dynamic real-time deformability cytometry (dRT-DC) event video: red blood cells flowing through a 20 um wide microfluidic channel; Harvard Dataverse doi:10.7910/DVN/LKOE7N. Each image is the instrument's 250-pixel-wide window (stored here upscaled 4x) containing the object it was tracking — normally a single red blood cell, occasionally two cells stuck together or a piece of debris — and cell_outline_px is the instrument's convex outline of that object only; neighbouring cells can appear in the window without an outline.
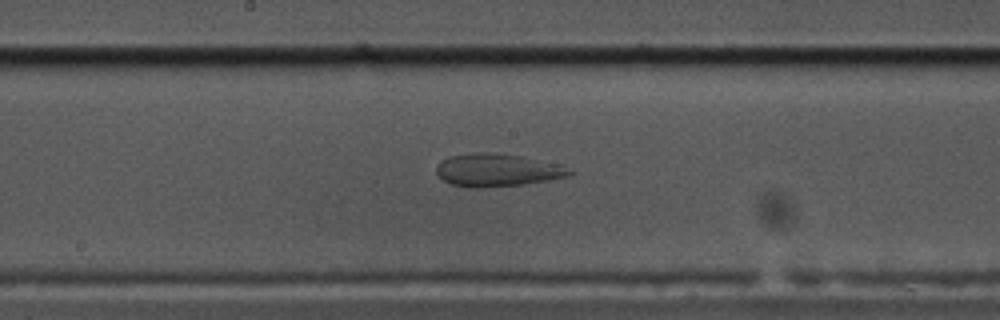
{"species": "common noctule bat (a hibernating species)", "species_latin": "Nyctalus noctula", "temperature_condition": "cold", "stored_images_in_passage": 51, "camera_frame_rate_fps": 3000, "um_per_image_px": 0.085, "animal": {"sex": "male", "body_mass_g": 17.5, "forearm_length_mm": 52.3}, "frame": {"image": 1, "passage_image": 24, "time_ms": 7.667, "image_size_px": [1000, 320], "cell_outline_px": [[572, 172], [568, 176], [548, 180], [520, 184], [480, 188], [468, 188], [452, 184], [444, 180], [436, 172], [436, 168], [440, 160], [448, 156], [472, 152], [496, 152], [520, 156], [564, 164]], "centroid_in_image_um": [42.25, 14.44], "position_along_channel_um": 206.0, "area_um2": 25.61}}
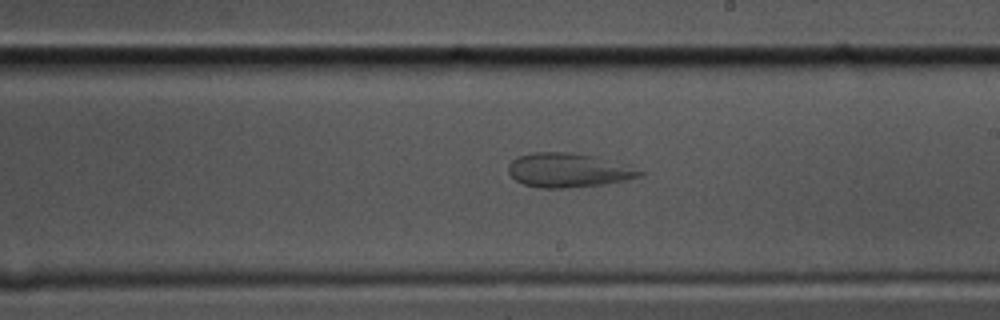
{"frame": {"image": 2, "passage_image": 27, "time_ms": 8.667, "image_size_px": [1000, 320], "cell_outline_px": [[644, 172], [640, 176], [624, 180], [600, 184], [560, 188], [540, 188], [524, 184], [516, 180], [508, 172], [508, 164], [516, 156], [532, 152], [572, 152], [596, 156], [632, 164]], "centroid_in_image_um": [48.33, 14.44], "position_along_channel_um": 240.7, "area_um2": 26.41}}
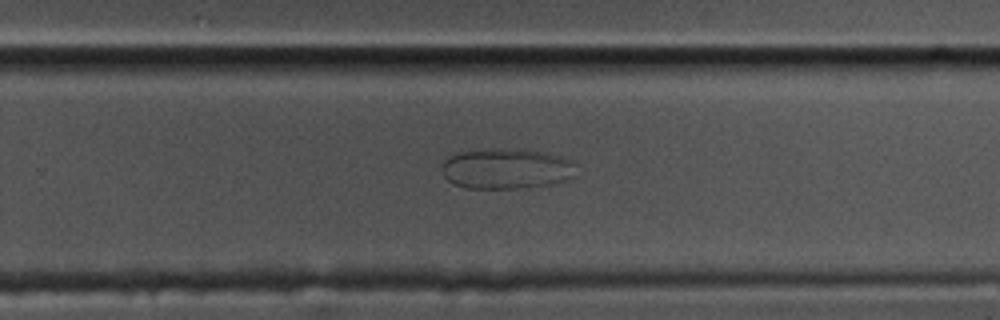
{"frame": {"image": 3, "passage_image": 31, "time_ms": 10.0, "image_size_px": [1000, 320], "cell_outline_px": [[576, 176], [552, 184], [520, 188], [468, 188], [456, 184], [448, 180], [444, 176], [444, 160], [448, 156], [456, 152], [496, 148], [500, 148], [544, 152], [576, 160]], "centroid_in_image_um": [43.1, 14.33], "position_along_channel_um": 286.7, "area_um2": 31.79}}